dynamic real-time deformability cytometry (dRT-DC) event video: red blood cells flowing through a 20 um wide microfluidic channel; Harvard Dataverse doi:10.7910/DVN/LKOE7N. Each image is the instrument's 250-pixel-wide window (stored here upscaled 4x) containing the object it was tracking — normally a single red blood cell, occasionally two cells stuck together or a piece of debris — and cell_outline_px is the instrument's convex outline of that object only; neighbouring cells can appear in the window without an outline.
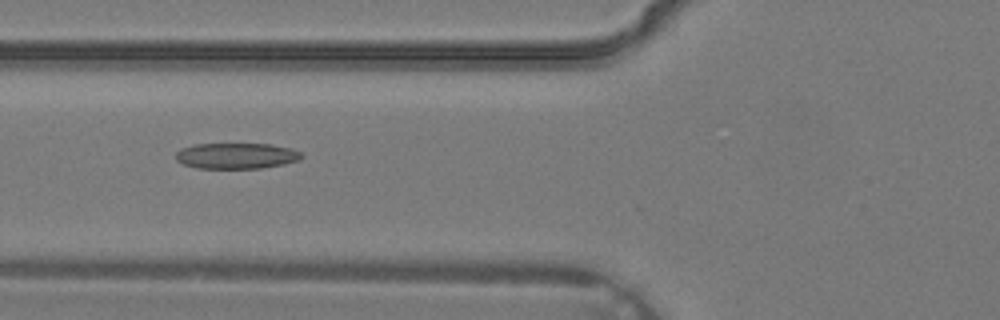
{"species": "common noctule bat (a hibernating species)", "species_latin": "Nyctalus noctula", "temperature_condition": "warm", "stored_images_in_passage": 4, "camera_frame_rate_fps": 3000, "um_per_image_px": 0.085, "animal": {"sex": "male", "body_mass_g": 19.2, "forearm_length_mm": 51.8}, "frame": {"image": 1, "passage_image": 4, "time_ms": 1.0, "image_size_px": [1000, 320], "cell_outline_px": [[304, 156], [300, 160], [284, 164], [260, 168], [196, 168], [184, 164], [176, 160], [176, 152], [180, 148], [192, 144], [272, 144], [292, 148], [300, 152]], "centroid_in_image_um": [20.1, 13.24], "position_along_channel_um": 105.7, "area_um2": 19.07}}